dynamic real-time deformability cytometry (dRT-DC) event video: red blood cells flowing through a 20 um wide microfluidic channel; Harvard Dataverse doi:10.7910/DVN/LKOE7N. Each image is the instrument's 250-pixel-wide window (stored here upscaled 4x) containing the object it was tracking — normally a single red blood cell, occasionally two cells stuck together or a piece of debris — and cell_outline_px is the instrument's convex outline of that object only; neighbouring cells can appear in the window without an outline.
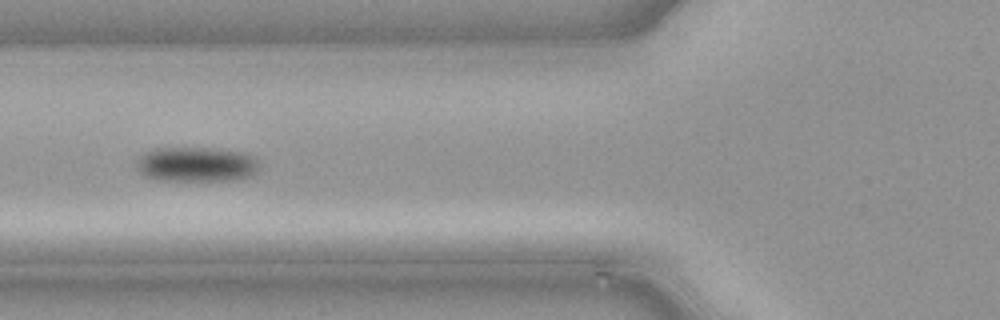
{"species": "common noctule bat (a hibernating species)", "species_latin": "Nyctalus noctula", "temperature_condition": "cold", "stored_images_in_passage": 23, "camera_frame_rate_fps": 3000, "um_per_image_px": 0.085, "animal": {"sex": "male", "body_mass_g": 21.5, "forearm_length_mm": 52.0}, "frame": {"image": 1, "passage_image": 10, "time_ms": 3.0, "image_size_px": [1000, 320], "cell_outline_px": [[260, 168], [252, 176], [232, 180], [156, 180], [144, 176], [136, 168], [136, 164], [140, 156], [144, 152], [156, 148], [208, 148], [240, 152], [252, 156], [256, 160]], "centroid_in_image_um": [16.66, 13.98], "position_along_channel_um": 109.1, "area_um2": 24.85}}